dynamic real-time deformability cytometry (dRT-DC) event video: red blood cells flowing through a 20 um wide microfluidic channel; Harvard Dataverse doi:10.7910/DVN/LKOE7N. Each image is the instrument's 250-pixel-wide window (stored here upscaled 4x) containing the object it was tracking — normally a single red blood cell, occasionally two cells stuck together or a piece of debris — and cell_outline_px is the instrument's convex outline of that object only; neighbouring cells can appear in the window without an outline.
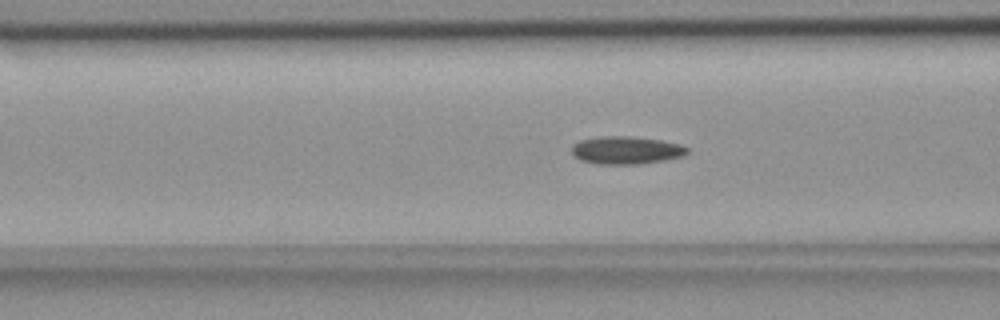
{"species": "common noctule bat (a hibernating species)", "species_latin": "Nyctalus noctula", "temperature_condition": "room temperature", "stored_images_in_passage": 42, "camera_frame_rate_fps": 3000, "um_per_image_px": 0.085, "animal": {"sex": "female", "body_mass_g": 18.4}, "frame": {"image": 1, "passage_image": 8, "time_ms": 2.333, "image_size_px": [1000, 320], "cell_outline_px": [[688, 152], [684, 156], [664, 160], [640, 164], [596, 164], [580, 160], [572, 156], [572, 144], [580, 140], [600, 136], [632, 136], [660, 140], [680, 144], [688, 148]], "centroid_in_image_um": [53.19, 12.77], "position_along_channel_um": 113.4, "area_um2": 18.9}}
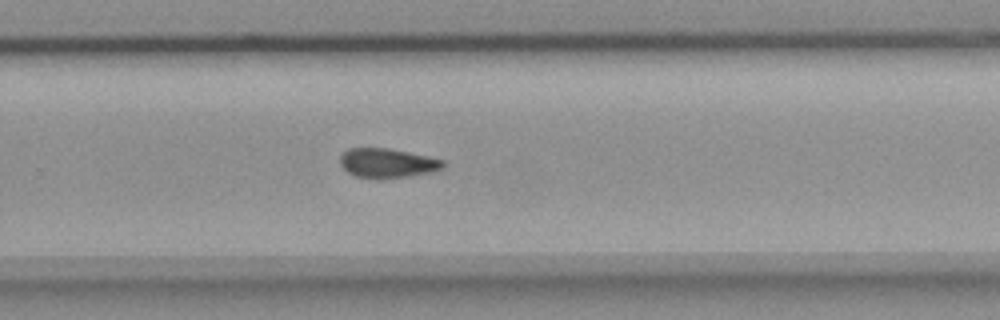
{"frame": {"image": 2, "passage_image": 23, "time_ms": 7.333, "image_size_px": [1000, 320], "cell_outline_px": [[444, 168], [432, 172], [404, 176], [356, 176], [348, 172], [340, 164], [340, 156], [348, 148], [388, 148], [408, 152], [444, 160]], "centroid_in_image_um": [32.93, 13.82], "position_along_channel_um": 296.9, "area_um2": 16.94}}
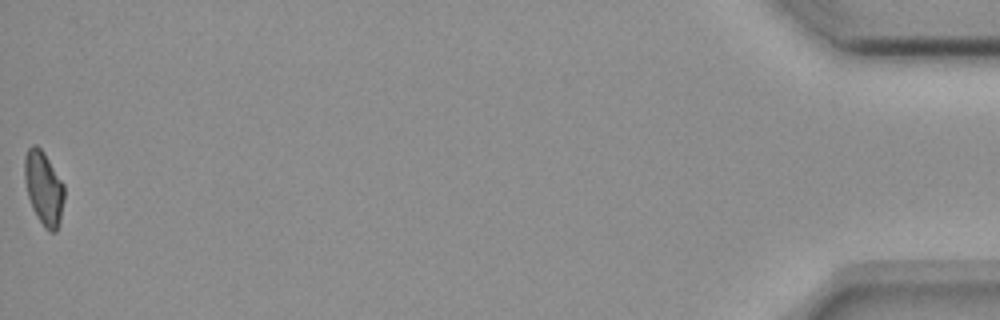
{"frame": {"image": 3, "passage_image": 42, "time_ms": 13.667, "image_size_px": [1000, 320], "cell_outline_px": [[64, 200], [60, 220], [56, 232], [48, 232], [44, 228], [36, 216], [32, 208], [28, 196], [24, 176], [24, 156], [28, 148], [32, 144], [36, 144], [44, 152], [64, 184]], "centroid_in_image_um": [3.71, 15.99], "position_along_channel_um": 431.5, "area_um2": 17.22}, "authors_computed_cell_mechanics": {"area_um2": 17.918, "velocity_mm_per_s": 3.6865, "shape_relaxation_time_tau1_ms": null, "shape_relaxation_time_tau2_ms": 7.6656, "deformation_change_tau1": null, "deformation_change_tau2": 0.1436}}